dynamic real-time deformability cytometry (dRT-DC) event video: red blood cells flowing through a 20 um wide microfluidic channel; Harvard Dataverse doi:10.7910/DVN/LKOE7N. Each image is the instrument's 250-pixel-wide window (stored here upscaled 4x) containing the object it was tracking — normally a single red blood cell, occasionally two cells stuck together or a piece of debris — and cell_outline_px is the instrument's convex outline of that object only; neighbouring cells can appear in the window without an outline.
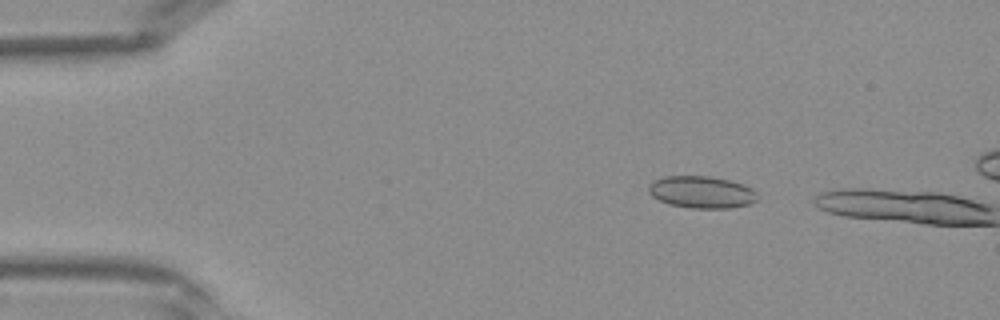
{"species": "Egyptian fruit bat (a non-hibernating species)", "species_latin": "Rousettus aegyptiacus", "temperature_condition": "warm", "stored_images_in_passage": 6, "camera_frame_rate_fps": 3000, "um_per_image_px": 0.085, "frame": {"image": 1, "passage_image": 5, "time_ms": 1.333, "image_size_px": [1000, 320], "cell_outline_px": [[756, 200], [748, 204], [728, 208], [692, 208], [668, 204], [652, 196], [648, 192], [648, 184], [652, 180], [664, 176], [708, 176], [728, 180], [744, 184], [752, 188], [756, 192]], "centroid_in_image_um": [59.59, 16.32], "position_along_channel_um": 25.4, "area_um2": 20.35}}